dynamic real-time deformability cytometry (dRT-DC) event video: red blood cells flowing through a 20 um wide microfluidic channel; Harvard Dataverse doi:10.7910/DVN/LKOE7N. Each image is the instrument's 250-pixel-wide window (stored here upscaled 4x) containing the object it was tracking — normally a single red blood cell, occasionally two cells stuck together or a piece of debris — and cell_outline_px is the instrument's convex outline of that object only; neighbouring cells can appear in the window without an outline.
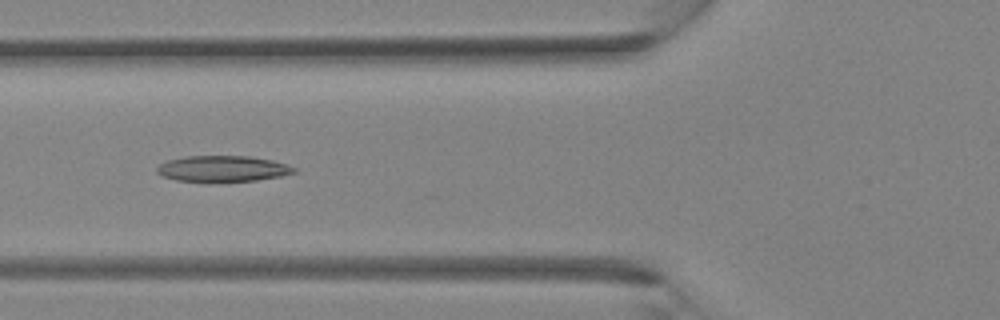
{"species": "Egyptian fruit bat (a non-hibernating species)", "species_latin": "Rousettus aegyptiacus", "temperature_condition": "room temperature", "stored_images_in_passage": 19, "camera_frame_rate_fps": 3000, "um_per_image_px": 0.085, "animal": {"sex": "female"}, "frame": {"image": 1, "passage_image": 6, "time_ms": 1.667, "image_size_px": [1000, 320], "cell_outline_px": [[296, 172], [280, 176], [256, 180], [176, 180], [160, 176], [156, 172], [156, 168], [160, 164], [168, 160], [184, 156], [248, 156], [272, 160], [296, 168]], "centroid_in_image_um": [18.89, 14.31], "position_along_channel_um": 106.9, "area_um2": 20.23}}